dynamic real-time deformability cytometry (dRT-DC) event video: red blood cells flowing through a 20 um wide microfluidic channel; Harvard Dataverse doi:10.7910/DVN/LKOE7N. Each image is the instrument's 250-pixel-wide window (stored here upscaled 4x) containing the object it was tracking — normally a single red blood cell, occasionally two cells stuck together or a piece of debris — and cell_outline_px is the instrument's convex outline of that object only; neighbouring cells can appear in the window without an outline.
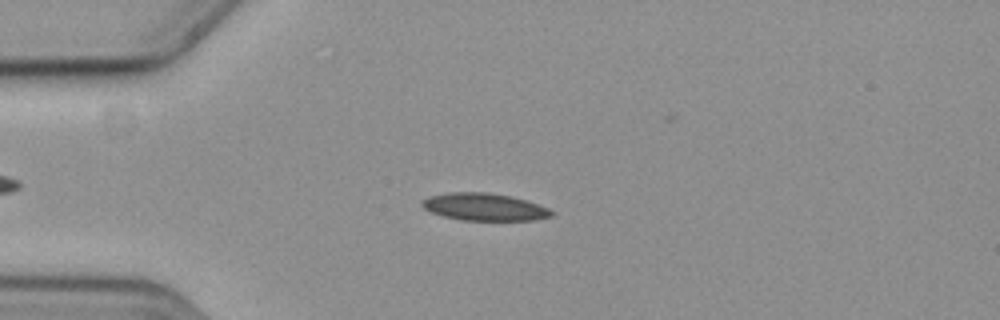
{"species": "common noctule bat (a hibernating species)", "species_latin": "Nyctalus noctula", "temperature_condition": "cold", "stored_images_in_passage": 59, "camera_frame_rate_fps": 3000, "um_per_image_px": 0.085, "animal": {"sex": "female", "body_mass_g": 19.3, "forearm_length_mm": 54.1}, "frame": {"image": 1, "passage_image": 15, "time_ms": 4.667, "image_size_px": [1000, 320], "cell_outline_px": [[556, 212], [552, 216], [536, 220], [460, 220], [428, 212], [420, 204], [424, 200], [432, 196], [448, 192], [488, 192], [512, 196], [548, 208]], "centroid_in_image_um": [41.18, 17.59], "position_along_channel_um": 43.8, "area_um2": 20.63}}
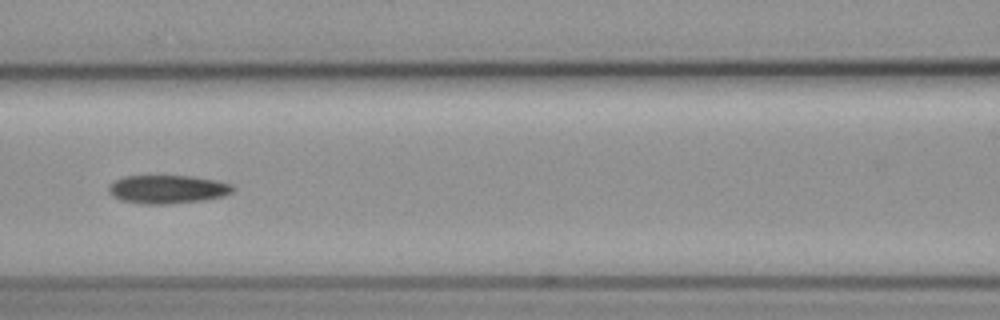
{"frame": {"image": 2, "passage_image": 26, "time_ms": 8.333, "image_size_px": [1000, 320], "cell_outline_px": [[236, 188], [232, 192], [224, 196], [204, 200], [172, 204], [140, 204], [120, 200], [112, 196], [108, 192], [108, 188], [116, 180], [124, 176], [192, 176], [216, 180], [232, 184]], "centroid_in_image_um": [14.26, 16.1], "position_along_channel_um": 152.3, "area_um2": 20.75}}
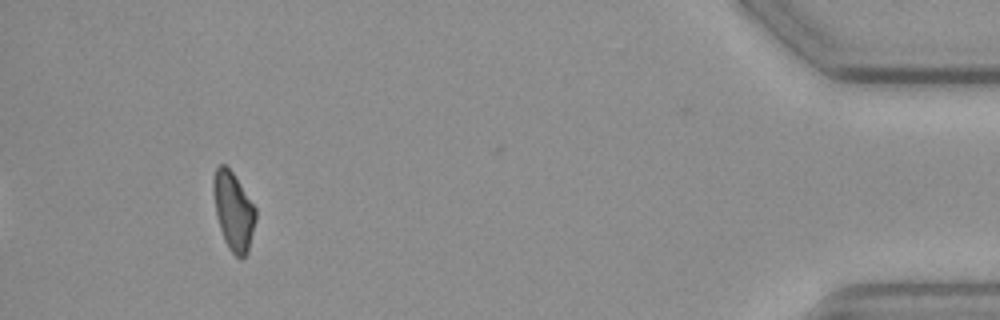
{"frame": {"image": 3, "passage_image": 54, "time_ms": 17.667, "image_size_px": [1000, 320], "cell_outline_px": [[256, 220], [248, 252], [244, 260], [240, 260], [228, 248], [224, 240], [216, 216], [212, 188], [212, 180], [216, 168], [220, 164], [224, 164], [232, 172], [256, 208]], "centroid_in_image_um": [19.84, 17.98], "position_along_channel_um": 415.4, "area_um2": 19.42}}